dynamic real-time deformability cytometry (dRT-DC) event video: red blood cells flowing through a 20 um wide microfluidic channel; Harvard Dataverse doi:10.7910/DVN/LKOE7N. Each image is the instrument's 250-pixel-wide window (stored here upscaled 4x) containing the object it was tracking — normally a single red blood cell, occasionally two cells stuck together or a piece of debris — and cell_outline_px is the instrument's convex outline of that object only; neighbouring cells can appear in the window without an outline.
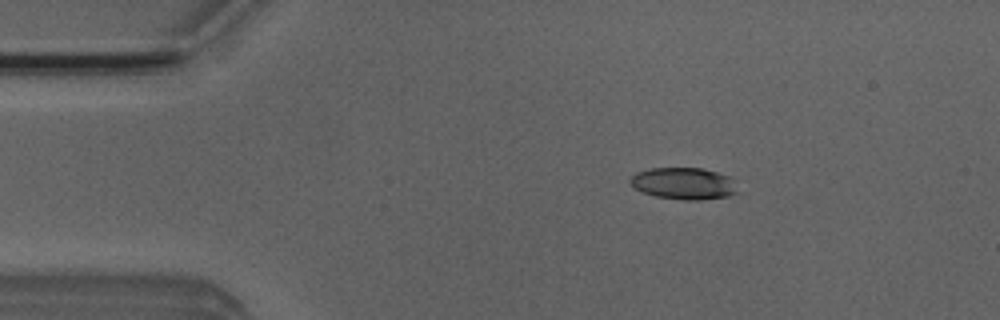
{"species": "Egyptian fruit bat (a non-hibernating species)", "species_latin": "Rousettus aegyptiacus", "temperature_condition": "room temperature", "stored_images_in_passage": 49, "camera_frame_rate_fps": 3000, "um_per_image_px": 0.085, "animal": {"sex": "male"}, "frame": {"image": 1, "passage_image": 6, "time_ms": 1.667, "image_size_px": [1000, 320], "cell_outline_px": [[740, 192], [728, 196], [700, 200], [684, 200], [656, 196], [644, 192], [636, 188], [628, 180], [636, 172], [648, 168], [704, 168], [728, 176], [736, 180]], "centroid_in_image_um": [58.18, 15.59], "position_along_channel_um": 26.8, "area_um2": 20.11}}
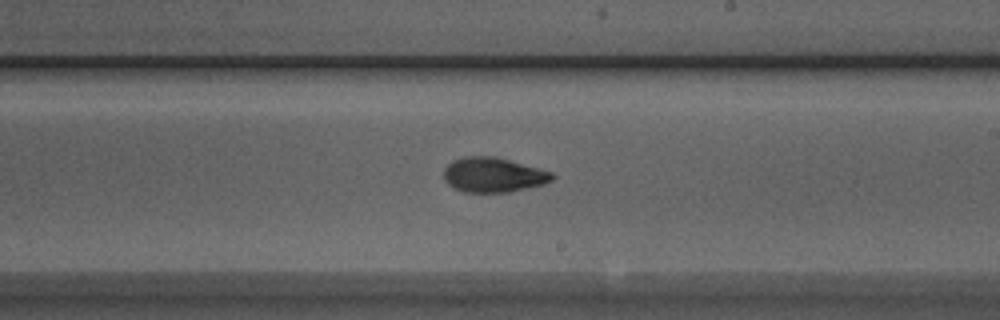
{"frame": {"image": 2, "passage_image": 27, "time_ms": 8.667, "image_size_px": [1000, 320], "cell_outline_px": [[556, 176], [552, 180], [544, 184], [508, 192], [464, 192], [448, 184], [444, 180], [444, 168], [452, 160], [464, 156], [492, 156], [508, 160], [552, 172]], "centroid_in_image_um": [41.91, 14.86], "position_along_channel_um": 247.1, "area_um2": 21.79}}
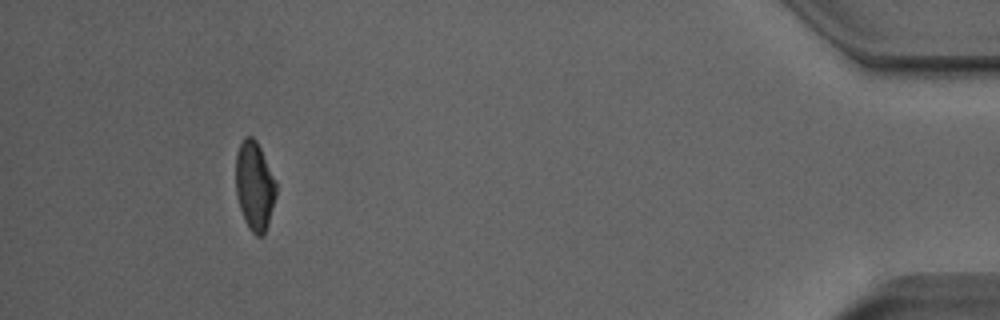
{"frame": {"image": 3, "passage_image": 45, "time_ms": 14.667, "image_size_px": [1000, 320], "cell_outline_px": [[276, 196], [268, 224], [264, 236], [256, 236], [248, 228], [244, 220], [236, 196], [236, 152], [244, 136], [252, 136], [256, 140], [276, 180]], "centroid_in_image_um": [21.63, 15.81], "position_along_channel_um": 413.6, "area_um2": 21.04}, "authors_computed_cell_mechanics": {"area_um2": 21.5016, "velocity_mm_per_s": 3.9658, "shape_relaxation_time_tau1_ms": 3.8864, "shape_relaxation_time_tau2_ms": 1.9737, "deformation_change_tau1": 0.1486, "deformation_change_tau2": 0.0697}}